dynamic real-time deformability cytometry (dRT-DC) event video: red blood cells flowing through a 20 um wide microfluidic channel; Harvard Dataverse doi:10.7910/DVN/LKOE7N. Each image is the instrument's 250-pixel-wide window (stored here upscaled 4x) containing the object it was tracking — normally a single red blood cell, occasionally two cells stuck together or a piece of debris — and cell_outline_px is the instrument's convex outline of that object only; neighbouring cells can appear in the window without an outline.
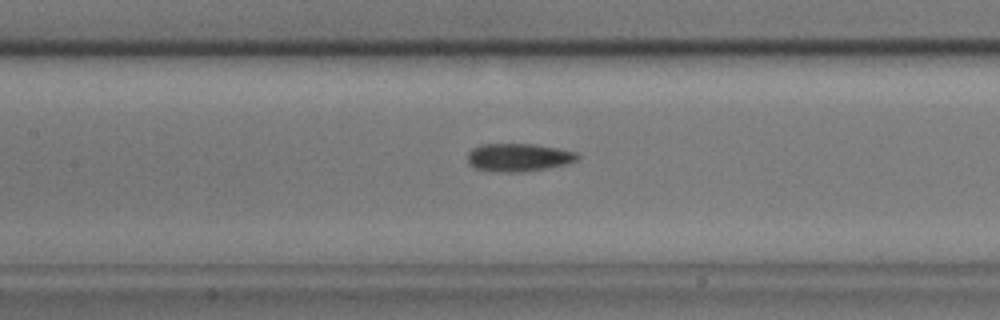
{"species": "common noctule bat (a hibernating species)", "species_latin": "Nyctalus noctula", "temperature_condition": "cold", "stored_images_in_passage": 43, "camera_frame_rate_fps": 3000, "um_per_image_px": 0.085, "animal": {"sex": "male", "body_mass_g": 17.9}, "frame": {"image": 1, "passage_image": 19, "time_ms": 6.0, "image_size_px": [1000, 320], "cell_outline_px": [[580, 156], [576, 160], [568, 164], [548, 168], [524, 172], [504, 172], [476, 168], [468, 164], [468, 152], [472, 148], [480, 144], [532, 144], [556, 148], [576, 152]], "centroid_in_image_um": [44.07, 13.38], "position_along_channel_um": 163.3, "area_um2": 17.92}}
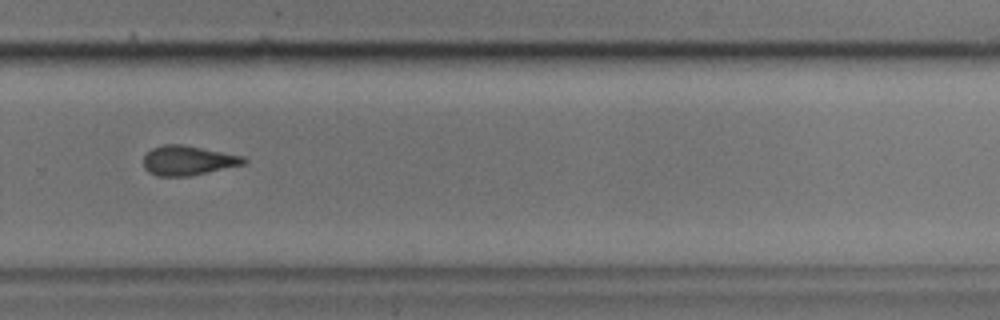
{"frame": {"image": 2, "passage_image": 32, "time_ms": 10.333, "image_size_px": [1000, 320], "cell_outline_px": [[248, 160], [244, 164], [188, 176], [156, 176], [148, 172], [144, 168], [144, 156], [152, 148], [164, 144], [180, 144], [244, 156]], "centroid_in_image_um": [15.95, 13.64], "position_along_channel_um": 313.8, "area_um2": 17.11}}
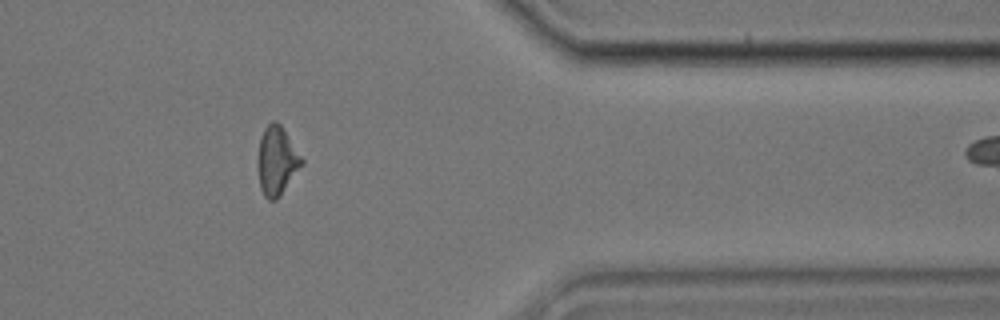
{"frame": {"image": 3, "passage_image": 40, "time_ms": 13.0, "image_size_px": [1000, 320], "cell_outline_px": [[304, 164], [280, 196], [276, 200], [268, 200], [264, 196], [260, 188], [256, 164], [256, 160], [260, 140], [264, 128], [272, 120], [276, 120], [280, 124], [304, 160]], "centroid_in_image_um": [23.51, 13.69], "position_along_channel_um": 387.9, "area_um2": 17.86}}